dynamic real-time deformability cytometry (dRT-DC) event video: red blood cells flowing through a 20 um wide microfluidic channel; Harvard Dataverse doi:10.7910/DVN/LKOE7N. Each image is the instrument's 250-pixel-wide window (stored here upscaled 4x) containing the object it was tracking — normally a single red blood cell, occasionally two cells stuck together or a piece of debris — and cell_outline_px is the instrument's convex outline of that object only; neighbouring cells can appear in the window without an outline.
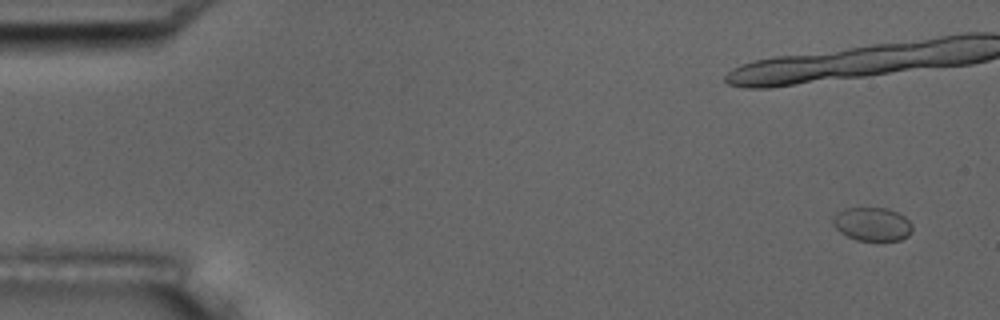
{"species": "common noctule bat (a hibernating species)", "species_latin": "Nyctalus noctula", "temperature_condition": "room temperature", "stored_images_in_passage": 7, "camera_frame_rate_fps": 3000, "um_per_image_px": 0.085, "animal": {"sex": "male", "body_mass_g": 17.5, "forearm_length_mm": 52.3}, "frame": {"image": 1, "passage_image": 1, "time_ms": 0.0, "image_size_px": [1000, 320], "cell_outline_px": [[912, 232], [908, 236], [900, 240], [856, 240], [840, 232], [832, 224], [832, 216], [836, 212], [844, 208], [888, 208], [904, 216], [912, 224]], "centroid_in_image_um": [74.12, 19.04], "position_along_channel_um": 10.9, "area_um2": 15.61}}